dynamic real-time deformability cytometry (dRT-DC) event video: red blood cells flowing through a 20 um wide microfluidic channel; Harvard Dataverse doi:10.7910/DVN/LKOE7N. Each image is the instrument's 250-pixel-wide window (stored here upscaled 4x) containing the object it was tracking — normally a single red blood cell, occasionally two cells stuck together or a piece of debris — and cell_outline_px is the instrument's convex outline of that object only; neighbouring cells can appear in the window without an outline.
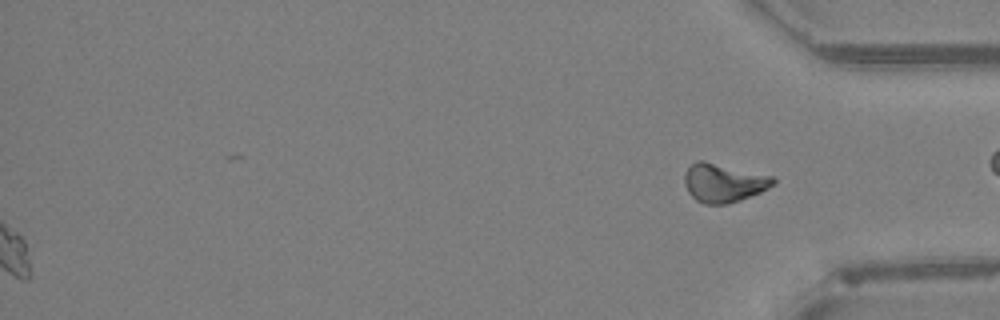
{"species": "Egyptian fruit bat (a non-hibernating species)", "species_latin": "Rousettus aegyptiacus", "temperature_condition": "warm", "stored_images_in_passage": 49, "segment_of_instrument_passage": [2, 2], "camera_frame_rate_fps": 3000, "um_per_image_px": 0.085, "animal": {"sex": "female"}, "frame": {"image": 1, "passage_image": 49, "time_ms": 16.0, "image_size_px": [1000, 320], "cell_outline_px": [[776, 180], [768, 188], [760, 192], [740, 200], [728, 204], [704, 204], [696, 200], [688, 192], [684, 184], [684, 172], [696, 160], [704, 160], [776, 176]], "centroid_in_image_um": [61.5, 15.52], "position_along_channel_um": 373.7, "area_um2": 20.23}}